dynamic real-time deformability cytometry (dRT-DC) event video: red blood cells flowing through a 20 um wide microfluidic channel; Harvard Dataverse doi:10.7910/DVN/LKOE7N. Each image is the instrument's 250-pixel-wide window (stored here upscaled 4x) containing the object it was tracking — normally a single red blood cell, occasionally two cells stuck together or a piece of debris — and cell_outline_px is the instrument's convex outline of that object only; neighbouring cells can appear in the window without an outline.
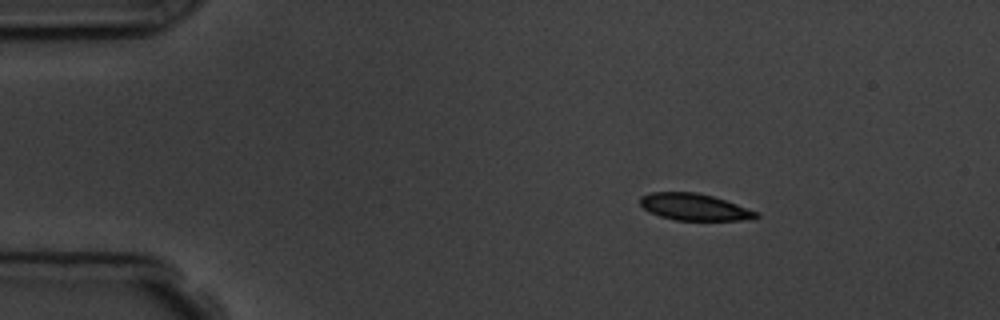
{"species": "common noctule bat (a hibernating species)", "species_latin": "Nyctalus noctula", "temperature_condition": "room temperature", "stored_images_in_passage": 4, "camera_frame_rate_fps": 3000, "um_per_image_px": 0.085, "animal": {"sex": "male", "body_mass_g": 19.5, "forearm_length_mm": 54.6}, "frame": {"image": 1, "passage_image": 2, "time_ms": 1.333, "image_size_px": [1000, 320], "cell_outline_px": [[760, 216], [740, 220], [676, 220], [660, 216], [648, 212], [640, 204], [640, 196], [652, 192], [696, 192], [712, 196], [736, 204], [756, 212]], "centroid_in_image_um": [58.94, 17.59], "position_along_channel_um": 26.1, "area_um2": 17.8}}